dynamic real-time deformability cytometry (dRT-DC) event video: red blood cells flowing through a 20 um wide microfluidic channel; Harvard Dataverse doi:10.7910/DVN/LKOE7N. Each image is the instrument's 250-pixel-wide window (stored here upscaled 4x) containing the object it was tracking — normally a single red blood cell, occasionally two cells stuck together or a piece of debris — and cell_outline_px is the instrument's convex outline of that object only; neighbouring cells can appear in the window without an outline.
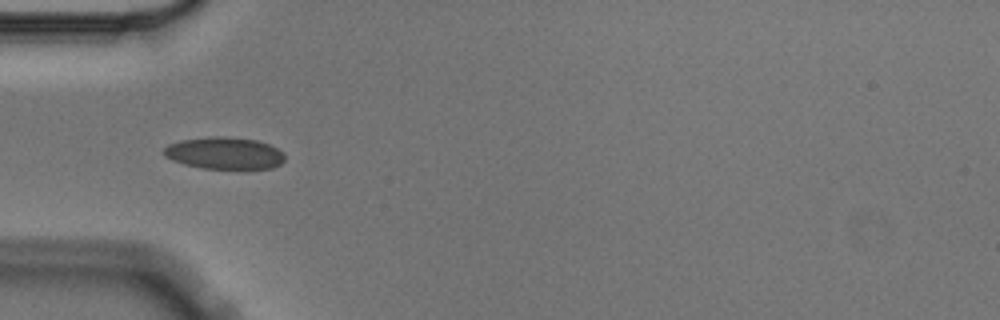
{"species": "Egyptian fruit bat (a non-hibernating species)", "species_latin": "Rousettus aegyptiacus", "temperature_condition": "cold", "stored_images_in_passage": 7, "camera_frame_rate_fps": 3000, "um_per_image_px": 0.085, "animal": {"sex": "male"}, "frame": {"image": 1, "passage_image": 4, "time_ms": 1.0, "image_size_px": [1000, 320], "cell_outline_px": [[284, 160], [280, 164], [272, 168], [244, 172], [200, 168], [184, 164], [172, 160], [164, 156], [164, 148], [168, 144], [180, 140], [212, 136], [228, 136], [256, 140], [268, 144], [284, 152]], "centroid_in_image_um": [19.11, 13.07], "position_along_channel_um": 65.9, "area_um2": 23.58}}
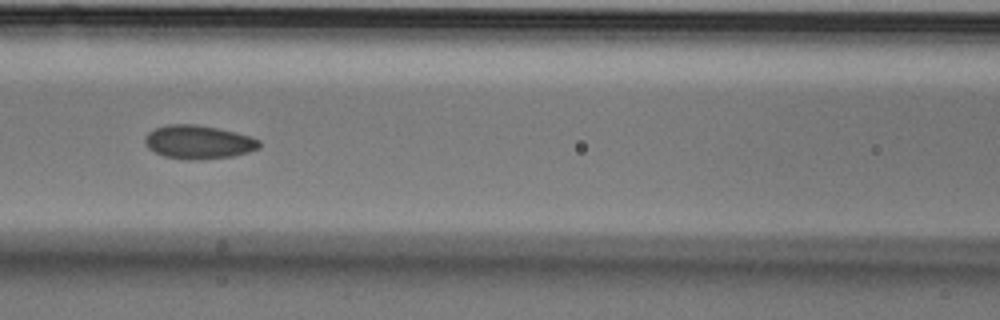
{"frame": {"image": 2, "passage_image": 6, "time_ms": 1.667, "image_size_px": [1000, 320], "cell_outline_px": [[260, 148], [248, 152], [232, 156], [200, 160], [184, 160], [164, 156], [148, 148], [144, 144], [144, 136], [148, 132], [156, 128], [168, 124], [196, 124], [220, 128], [236, 132], [260, 140]], "centroid_in_image_um": [16.85, 12.07], "position_along_channel_um": 149.8, "area_um2": 22.6}}
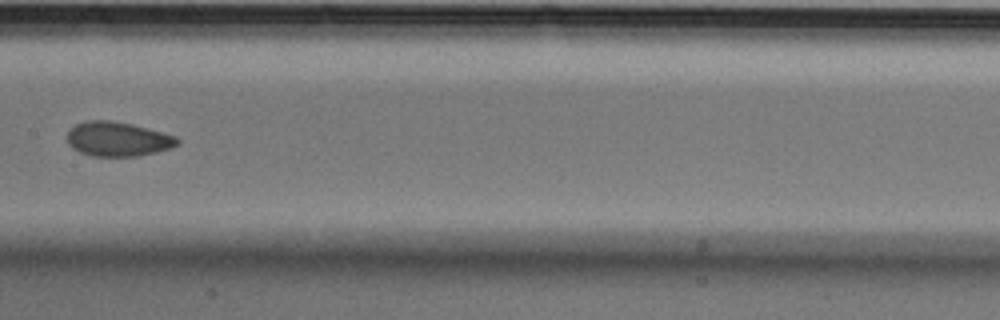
{"frame": {"image": 3, "passage_image": 7, "time_ms": 2.0, "image_size_px": [1000, 320], "cell_outline_px": [[180, 144], [172, 148], [140, 156], [92, 156], [80, 152], [72, 148], [68, 144], [68, 132], [76, 124], [88, 120], [108, 120], [132, 124], [176, 136], [180, 140]], "centroid_in_image_um": [10.04, 11.83], "position_along_channel_um": 197.4, "area_um2": 22.14}}